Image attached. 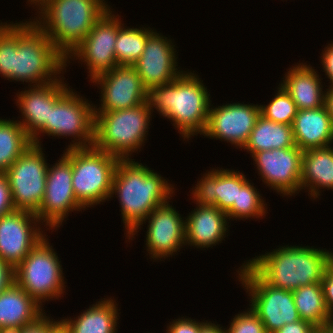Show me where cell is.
I'll return each instance as SVG.
<instances>
[{
	"instance_id": "1",
	"label": "cell",
	"mask_w": 333,
	"mask_h": 333,
	"mask_svg": "<svg viewBox=\"0 0 333 333\" xmlns=\"http://www.w3.org/2000/svg\"><path fill=\"white\" fill-rule=\"evenodd\" d=\"M135 159H120L112 180L111 197L119 198L126 238L130 241L144 219L158 206L172 199L174 185Z\"/></svg>"
},
{
	"instance_id": "2",
	"label": "cell",
	"mask_w": 333,
	"mask_h": 333,
	"mask_svg": "<svg viewBox=\"0 0 333 333\" xmlns=\"http://www.w3.org/2000/svg\"><path fill=\"white\" fill-rule=\"evenodd\" d=\"M196 73L183 71L175 80L151 87L147 102L169 120L182 138L204 133L211 106L210 93ZM154 108V109H153Z\"/></svg>"
},
{
	"instance_id": "3",
	"label": "cell",
	"mask_w": 333,
	"mask_h": 333,
	"mask_svg": "<svg viewBox=\"0 0 333 333\" xmlns=\"http://www.w3.org/2000/svg\"><path fill=\"white\" fill-rule=\"evenodd\" d=\"M246 261L267 284L294 291L302 286L321 283L326 268L331 264V251L286 245Z\"/></svg>"
},
{
	"instance_id": "4",
	"label": "cell",
	"mask_w": 333,
	"mask_h": 333,
	"mask_svg": "<svg viewBox=\"0 0 333 333\" xmlns=\"http://www.w3.org/2000/svg\"><path fill=\"white\" fill-rule=\"evenodd\" d=\"M106 3L105 0H44L36 7L40 11L33 22L67 57L111 8Z\"/></svg>"
},
{
	"instance_id": "5",
	"label": "cell",
	"mask_w": 333,
	"mask_h": 333,
	"mask_svg": "<svg viewBox=\"0 0 333 333\" xmlns=\"http://www.w3.org/2000/svg\"><path fill=\"white\" fill-rule=\"evenodd\" d=\"M65 68L66 57L32 20L17 22L12 81L43 85L58 80Z\"/></svg>"
},
{
	"instance_id": "6",
	"label": "cell",
	"mask_w": 333,
	"mask_h": 333,
	"mask_svg": "<svg viewBox=\"0 0 333 333\" xmlns=\"http://www.w3.org/2000/svg\"><path fill=\"white\" fill-rule=\"evenodd\" d=\"M151 109L148 102L129 109L95 114L93 146L119 159H130L141 149L150 129Z\"/></svg>"
},
{
	"instance_id": "7",
	"label": "cell",
	"mask_w": 333,
	"mask_h": 333,
	"mask_svg": "<svg viewBox=\"0 0 333 333\" xmlns=\"http://www.w3.org/2000/svg\"><path fill=\"white\" fill-rule=\"evenodd\" d=\"M65 150L63 155L72 165V186L78 203L86 209L106 202L120 159L94 146Z\"/></svg>"
},
{
	"instance_id": "8",
	"label": "cell",
	"mask_w": 333,
	"mask_h": 333,
	"mask_svg": "<svg viewBox=\"0 0 333 333\" xmlns=\"http://www.w3.org/2000/svg\"><path fill=\"white\" fill-rule=\"evenodd\" d=\"M48 240L41 239L15 268V282L41 306L65 292L61 261Z\"/></svg>"
},
{
	"instance_id": "9",
	"label": "cell",
	"mask_w": 333,
	"mask_h": 333,
	"mask_svg": "<svg viewBox=\"0 0 333 333\" xmlns=\"http://www.w3.org/2000/svg\"><path fill=\"white\" fill-rule=\"evenodd\" d=\"M244 263L237 271L238 280L249 292V306L263 322L266 332L274 333L285 324L301 320L292 291L272 287Z\"/></svg>"
},
{
	"instance_id": "10",
	"label": "cell",
	"mask_w": 333,
	"mask_h": 333,
	"mask_svg": "<svg viewBox=\"0 0 333 333\" xmlns=\"http://www.w3.org/2000/svg\"><path fill=\"white\" fill-rule=\"evenodd\" d=\"M42 147L31 144L4 172L15 210L37 213L42 203L48 165Z\"/></svg>"
},
{
	"instance_id": "11",
	"label": "cell",
	"mask_w": 333,
	"mask_h": 333,
	"mask_svg": "<svg viewBox=\"0 0 333 333\" xmlns=\"http://www.w3.org/2000/svg\"><path fill=\"white\" fill-rule=\"evenodd\" d=\"M88 102L70 88L50 108L49 124L40 132V136L42 133L52 137H74L67 149L93 146L95 105Z\"/></svg>"
},
{
	"instance_id": "12",
	"label": "cell",
	"mask_w": 333,
	"mask_h": 333,
	"mask_svg": "<svg viewBox=\"0 0 333 333\" xmlns=\"http://www.w3.org/2000/svg\"><path fill=\"white\" fill-rule=\"evenodd\" d=\"M119 18L118 14L115 16L112 13L111 8L106 11L93 29L66 57V66L70 63L69 59L73 58L85 62L90 80L118 66L114 49L119 27L123 24Z\"/></svg>"
},
{
	"instance_id": "13",
	"label": "cell",
	"mask_w": 333,
	"mask_h": 333,
	"mask_svg": "<svg viewBox=\"0 0 333 333\" xmlns=\"http://www.w3.org/2000/svg\"><path fill=\"white\" fill-rule=\"evenodd\" d=\"M48 166L45 194L36 216L49 230L60 227L71 211L85 210L77 201L72 186V165L62 154Z\"/></svg>"
},
{
	"instance_id": "14",
	"label": "cell",
	"mask_w": 333,
	"mask_h": 333,
	"mask_svg": "<svg viewBox=\"0 0 333 333\" xmlns=\"http://www.w3.org/2000/svg\"><path fill=\"white\" fill-rule=\"evenodd\" d=\"M303 151L291 148L264 150L254 153L258 174L264 184L276 193L292 196L300 192Z\"/></svg>"
},
{
	"instance_id": "15",
	"label": "cell",
	"mask_w": 333,
	"mask_h": 333,
	"mask_svg": "<svg viewBox=\"0 0 333 333\" xmlns=\"http://www.w3.org/2000/svg\"><path fill=\"white\" fill-rule=\"evenodd\" d=\"M100 86L101 106H94L95 114L129 109L147 102L148 90L133 66H116L92 80Z\"/></svg>"
},
{
	"instance_id": "16",
	"label": "cell",
	"mask_w": 333,
	"mask_h": 333,
	"mask_svg": "<svg viewBox=\"0 0 333 333\" xmlns=\"http://www.w3.org/2000/svg\"><path fill=\"white\" fill-rule=\"evenodd\" d=\"M261 115L258 104L228 103L210 107L204 137L220 139L243 149Z\"/></svg>"
},
{
	"instance_id": "17",
	"label": "cell",
	"mask_w": 333,
	"mask_h": 333,
	"mask_svg": "<svg viewBox=\"0 0 333 333\" xmlns=\"http://www.w3.org/2000/svg\"><path fill=\"white\" fill-rule=\"evenodd\" d=\"M33 224V225H32ZM35 213L14 210L0 217V259L16 268L46 234Z\"/></svg>"
},
{
	"instance_id": "18",
	"label": "cell",
	"mask_w": 333,
	"mask_h": 333,
	"mask_svg": "<svg viewBox=\"0 0 333 333\" xmlns=\"http://www.w3.org/2000/svg\"><path fill=\"white\" fill-rule=\"evenodd\" d=\"M31 87V88H30ZM70 89L61 78L43 85H31L16 95L21 111L18 123L30 137L32 144L41 146L40 132L49 124L50 108Z\"/></svg>"
},
{
	"instance_id": "19",
	"label": "cell",
	"mask_w": 333,
	"mask_h": 333,
	"mask_svg": "<svg viewBox=\"0 0 333 333\" xmlns=\"http://www.w3.org/2000/svg\"><path fill=\"white\" fill-rule=\"evenodd\" d=\"M169 202L156 207L143 222L148 220L145 245L153 260L162 261V258L173 256L186 245L184 217L182 219Z\"/></svg>"
},
{
	"instance_id": "20",
	"label": "cell",
	"mask_w": 333,
	"mask_h": 333,
	"mask_svg": "<svg viewBox=\"0 0 333 333\" xmlns=\"http://www.w3.org/2000/svg\"><path fill=\"white\" fill-rule=\"evenodd\" d=\"M156 31L148 35V40L140 58L133 65L144 87L162 86L175 80L183 71L178 70L175 45Z\"/></svg>"
},
{
	"instance_id": "21",
	"label": "cell",
	"mask_w": 333,
	"mask_h": 333,
	"mask_svg": "<svg viewBox=\"0 0 333 333\" xmlns=\"http://www.w3.org/2000/svg\"><path fill=\"white\" fill-rule=\"evenodd\" d=\"M192 189V200L196 205L215 206L227 213L233 203H237L238 189L248 179L239 171L230 169H210Z\"/></svg>"
},
{
	"instance_id": "22",
	"label": "cell",
	"mask_w": 333,
	"mask_h": 333,
	"mask_svg": "<svg viewBox=\"0 0 333 333\" xmlns=\"http://www.w3.org/2000/svg\"><path fill=\"white\" fill-rule=\"evenodd\" d=\"M228 216L215 206H200L185 217V244L197 248H209L226 237Z\"/></svg>"
},
{
	"instance_id": "23",
	"label": "cell",
	"mask_w": 333,
	"mask_h": 333,
	"mask_svg": "<svg viewBox=\"0 0 333 333\" xmlns=\"http://www.w3.org/2000/svg\"><path fill=\"white\" fill-rule=\"evenodd\" d=\"M16 282L0 294V332L11 333L36 323L45 312Z\"/></svg>"
},
{
	"instance_id": "24",
	"label": "cell",
	"mask_w": 333,
	"mask_h": 333,
	"mask_svg": "<svg viewBox=\"0 0 333 333\" xmlns=\"http://www.w3.org/2000/svg\"><path fill=\"white\" fill-rule=\"evenodd\" d=\"M292 131L295 145L302 151L333 143V122L325 105L317 109L298 110Z\"/></svg>"
},
{
	"instance_id": "25",
	"label": "cell",
	"mask_w": 333,
	"mask_h": 333,
	"mask_svg": "<svg viewBox=\"0 0 333 333\" xmlns=\"http://www.w3.org/2000/svg\"><path fill=\"white\" fill-rule=\"evenodd\" d=\"M295 66L289 68L280 85L291 96L298 110L317 109L324 106L325 91L323 92L322 89L324 86L316 69L306 63Z\"/></svg>"
},
{
	"instance_id": "26",
	"label": "cell",
	"mask_w": 333,
	"mask_h": 333,
	"mask_svg": "<svg viewBox=\"0 0 333 333\" xmlns=\"http://www.w3.org/2000/svg\"><path fill=\"white\" fill-rule=\"evenodd\" d=\"M306 188L310 197H313L311 199L314 200L320 196L322 188L333 191V147L331 145L303 151L300 190Z\"/></svg>"
},
{
	"instance_id": "27",
	"label": "cell",
	"mask_w": 333,
	"mask_h": 333,
	"mask_svg": "<svg viewBox=\"0 0 333 333\" xmlns=\"http://www.w3.org/2000/svg\"><path fill=\"white\" fill-rule=\"evenodd\" d=\"M109 298L89 306L74 319L70 317L60 320L62 327L68 333H116L119 310L116 301Z\"/></svg>"
},
{
	"instance_id": "28",
	"label": "cell",
	"mask_w": 333,
	"mask_h": 333,
	"mask_svg": "<svg viewBox=\"0 0 333 333\" xmlns=\"http://www.w3.org/2000/svg\"><path fill=\"white\" fill-rule=\"evenodd\" d=\"M292 125L277 123L260 115L244 146L246 152L254 153L264 150L294 147Z\"/></svg>"
},
{
	"instance_id": "29",
	"label": "cell",
	"mask_w": 333,
	"mask_h": 333,
	"mask_svg": "<svg viewBox=\"0 0 333 333\" xmlns=\"http://www.w3.org/2000/svg\"><path fill=\"white\" fill-rule=\"evenodd\" d=\"M293 300L301 320L315 327H326L333 322L324 299L321 283L302 286L292 291Z\"/></svg>"
},
{
	"instance_id": "30",
	"label": "cell",
	"mask_w": 333,
	"mask_h": 333,
	"mask_svg": "<svg viewBox=\"0 0 333 333\" xmlns=\"http://www.w3.org/2000/svg\"><path fill=\"white\" fill-rule=\"evenodd\" d=\"M31 144L17 120L0 118V173H4Z\"/></svg>"
},
{
	"instance_id": "31",
	"label": "cell",
	"mask_w": 333,
	"mask_h": 333,
	"mask_svg": "<svg viewBox=\"0 0 333 333\" xmlns=\"http://www.w3.org/2000/svg\"><path fill=\"white\" fill-rule=\"evenodd\" d=\"M148 28H126L124 24L119 27L114 49L118 66H133L140 58L148 35L153 31Z\"/></svg>"
},
{
	"instance_id": "32",
	"label": "cell",
	"mask_w": 333,
	"mask_h": 333,
	"mask_svg": "<svg viewBox=\"0 0 333 333\" xmlns=\"http://www.w3.org/2000/svg\"><path fill=\"white\" fill-rule=\"evenodd\" d=\"M248 180L238 189L237 203H233L232 208L226 213L228 219L236 220L248 218H263L266 216L267 204L261 198L259 191ZM266 207V208H265ZM263 216V217H262ZM236 218V219H235Z\"/></svg>"
},
{
	"instance_id": "33",
	"label": "cell",
	"mask_w": 333,
	"mask_h": 333,
	"mask_svg": "<svg viewBox=\"0 0 333 333\" xmlns=\"http://www.w3.org/2000/svg\"><path fill=\"white\" fill-rule=\"evenodd\" d=\"M278 86V91L272 101H269L270 103L267 105H260L261 115L277 123L292 125L298 108L280 83Z\"/></svg>"
},
{
	"instance_id": "34",
	"label": "cell",
	"mask_w": 333,
	"mask_h": 333,
	"mask_svg": "<svg viewBox=\"0 0 333 333\" xmlns=\"http://www.w3.org/2000/svg\"><path fill=\"white\" fill-rule=\"evenodd\" d=\"M17 48V23H0V75L12 80L13 51Z\"/></svg>"
},
{
	"instance_id": "35",
	"label": "cell",
	"mask_w": 333,
	"mask_h": 333,
	"mask_svg": "<svg viewBox=\"0 0 333 333\" xmlns=\"http://www.w3.org/2000/svg\"><path fill=\"white\" fill-rule=\"evenodd\" d=\"M226 333H267L263 322L250 308L235 315Z\"/></svg>"
},
{
	"instance_id": "36",
	"label": "cell",
	"mask_w": 333,
	"mask_h": 333,
	"mask_svg": "<svg viewBox=\"0 0 333 333\" xmlns=\"http://www.w3.org/2000/svg\"><path fill=\"white\" fill-rule=\"evenodd\" d=\"M61 326V322L44 315L36 323L15 330L11 333H54Z\"/></svg>"
},
{
	"instance_id": "37",
	"label": "cell",
	"mask_w": 333,
	"mask_h": 333,
	"mask_svg": "<svg viewBox=\"0 0 333 333\" xmlns=\"http://www.w3.org/2000/svg\"><path fill=\"white\" fill-rule=\"evenodd\" d=\"M172 323V324H171ZM204 322L195 319L179 317L167 326L166 333H200Z\"/></svg>"
},
{
	"instance_id": "38",
	"label": "cell",
	"mask_w": 333,
	"mask_h": 333,
	"mask_svg": "<svg viewBox=\"0 0 333 333\" xmlns=\"http://www.w3.org/2000/svg\"><path fill=\"white\" fill-rule=\"evenodd\" d=\"M14 203L8 179L0 173V217L14 211Z\"/></svg>"
},
{
	"instance_id": "39",
	"label": "cell",
	"mask_w": 333,
	"mask_h": 333,
	"mask_svg": "<svg viewBox=\"0 0 333 333\" xmlns=\"http://www.w3.org/2000/svg\"><path fill=\"white\" fill-rule=\"evenodd\" d=\"M326 307L333 317V265L330 264L323 275L321 281Z\"/></svg>"
},
{
	"instance_id": "40",
	"label": "cell",
	"mask_w": 333,
	"mask_h": 333,
	"mask_svg": "<svg viewBox=\"0 0 333 333\" xmlns=\"http://www.w3.org/2000/svg\"><path fill=\"white\" fill-rule=\"evenodd\" d=\"M15 282V268L0 259V294Z\"/></svg>"
},
{
	"instance_id": "41",
	"label": "cell",
	"mask_w": 333,
	"mask_h": 333,
	"mask_svg": "<svg viewBox=\"0 0 333 333\" xmlns=\"http://www.w3.org/2000/svg\"><path fill=\"white\" fill-rule=\"evenodd\" d=\"M315 328V326L307 321L298 320L294 323L283 325L274 333H311Z\"/></svg>"
},
{
	"instance_id": "42",
	"label": "cell",
	"mask_w": 333,
	"mask_h": 333,
	"mask_svg": "<svg viewBox=\"0 0 333 333\" xmlns=\"http://www.w3.org/2000/svg\"><path fill=\"white\" fill-rule=\"evenodd\" d=\"M323 53L321 54V63L323 66V72H325V75L327 78L330 79V86H333V43L328 44L322 51Z\"/></svg>"
},
{
	"instance_id": "43",
	"label": "cell",
	"mask_w": 333,
	"mask_h": 333,
	"mask_svg": "<svg viewBox=\"0 0 333 333\" xmlns=\"http://www.w3.org/2000/svg\"><path fill=\"white\" fill-rule=\"evenodd\" d=\"M226 328L220 327V324L212 323L211 321H204L201 326L200 333H226Z\"/></svg>"
},
{
	"instance_id": "44",
	"label": "cell",
	"mask_w": 333,
	"mask_h": 333,
	"mask_svg": "<svg viewBox=\"0 0 333 333\" xmlns=\"http://www.w3.org/2000/svg\"><path fill=\"white\" fill-rule=\"evenodd\" d=\"M324 105L333 122V86L327 88L325 91Z\"/></svg>"
},
{
	"instance_id": "45",
	"label": "cell",
	"mask_w": 333,
	"mask_h": 333,
	"mask_svg": "<svg viewBox=\"0 0 333 333\" xmlns=\"http://www.w3.org/2000/svg\"><path fill=\"white\" fill-rule=\"evenodd\" d=\"M311 333H327L326 327H316Z\"/></svg>"
},
{
	"instance_id": "46",
	"label": "cell",
	"mask_w": 333,
	"mask_h": 333,
	"mask_svg": "<svg viewBox=\"0 0 333 333\" xmlns=\"http://www.w3.org/2000/svg\"><path fill=\"white\" fill-rule=\"evenodd\" d=\"M44 0H28L29 4H34V6H39Z\"/></svg>"
},
{
	"instance_id": "47",
	"label": "cell",
	"mask_w": 333,
	"mask_h": 333,
	"mask_svg": "<svg viewBox=\"0 0 333 333\" xmlns=\"http://www.w3.org/2000/svg\"><path fill=\"white\" fill-rule=\"evenodd\" d=\"M327 333H333V322L326 326Z\"/></svg>"
},
{
	"instance_id": "48",
	"label": "cell",
	"mask_w": 333,
	"mask_h": 333,
	"mask_svg": "<svg viewBox=\"0 0 333 333\" xmlns=\"http://www.w3.org/2000/svg\"><path fill=\"white\" fill-rule=\"evenodd\" d=\"M331 264L333 265V252L331 251Z\"/></svg>"
}]
</instances>
